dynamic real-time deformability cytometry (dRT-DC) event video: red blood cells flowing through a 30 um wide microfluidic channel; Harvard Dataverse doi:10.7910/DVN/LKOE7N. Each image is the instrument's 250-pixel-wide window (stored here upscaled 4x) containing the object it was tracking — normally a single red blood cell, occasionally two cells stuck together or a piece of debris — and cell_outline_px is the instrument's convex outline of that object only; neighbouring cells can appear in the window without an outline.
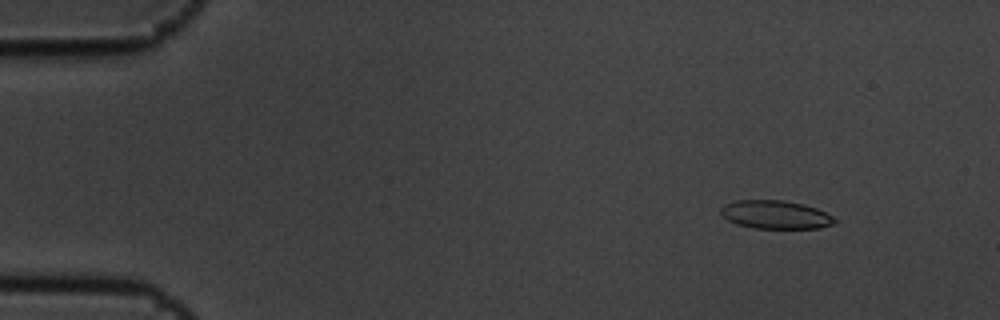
{"species": "common noctule bat (a hibernating species)", "species_latin": "Nyctalus noctula", "temperature_condition": "cold", "stored_images_in_passage": 6, "camera_frame_rate_fps": 3000, "um_per_image_px": 0.085, "animal": {"sex": "male", "body_mass_g": 19.5, "forearm_length_mm": 54.6}, "frame": {"image": 1, "passage_image": 2, "time_ms": 0.333, "image_size_px": [1000, 320], "cell_outline_px": [[836, 224], [820, 228], [752, 228], [736, 224], [728, 220], [720, 212], [720, 208], [724, 204], [736, 200], [784, 200], [804, 204], [816, 208], [832, 216], [836, 220]], "centroid_in_image_um": [65.91, 18.24], "position_along_channel_um": 19.1, "area_um2": 18.9}}